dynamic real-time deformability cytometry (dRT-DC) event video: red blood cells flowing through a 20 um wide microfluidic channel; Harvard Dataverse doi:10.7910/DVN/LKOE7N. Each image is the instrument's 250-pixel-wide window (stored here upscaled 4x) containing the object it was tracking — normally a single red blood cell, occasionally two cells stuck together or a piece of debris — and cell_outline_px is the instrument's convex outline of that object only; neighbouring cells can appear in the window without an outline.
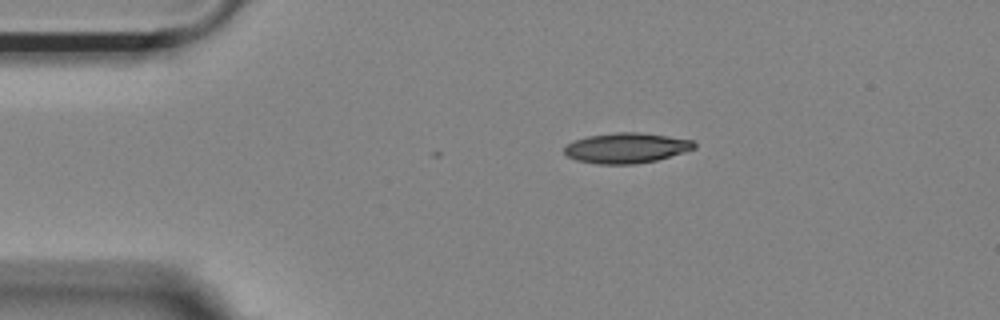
{"species": "Egyptian fruit bat (a non-hibernating species)", "species_latin": "Rousettus aegyptiacus", "temperature_condition": "room temperature", "stored_images_in_passage": 5, "camera_frame_rate_fps": 3000, "um_per_image_px": 0.085, "animal": {"sex": "female"}, "frame": {"image": 1, "passage_image": 1, "time_ms": 0.0, "image_size_px": [1000, 320], "cell_outline_px": [[696, 148], [684, 152], [656, 160], [636, 164], [596, 164], [576, 160], [568, 156], [564, 152], [564, 148], [568, 144], [576, 140], [588, 136], [616, 132], [636, 132], [668, 136], [692, 140], [696, 144]], "centroid_in_image_um": [53.25, 12.58], "position_along_channel_um": 31.8, "area_um2": 22.77}}